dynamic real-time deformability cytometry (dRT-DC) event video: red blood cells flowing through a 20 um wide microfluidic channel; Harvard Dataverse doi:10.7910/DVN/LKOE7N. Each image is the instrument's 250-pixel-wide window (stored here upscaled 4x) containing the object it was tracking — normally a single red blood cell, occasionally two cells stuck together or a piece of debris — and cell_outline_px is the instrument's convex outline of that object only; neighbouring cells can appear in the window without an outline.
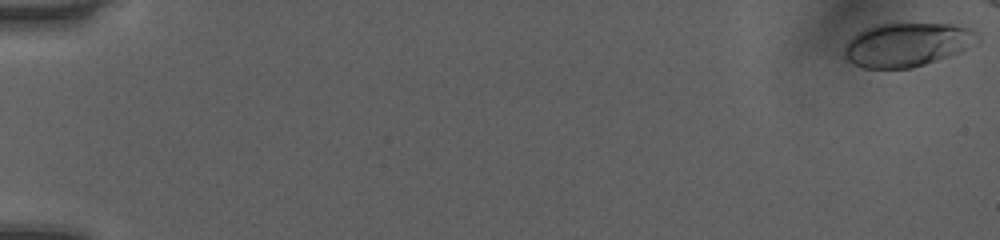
{"species": "human", "species_latin": "Homo sapiens", "temperature_condition": "room temperature", "stored_images_in_passage": 48, "camera_frame_rate_fps": 3000, "um_per_image_px": 0.085, "donor": {"sex": "female"}, "frame": {"image": 1, "passage_image": 1, "time_ms": 0.0, "image_size_px": [1000, 240], "cell_outline_px": [[980, 40], [976, 44], [960, 52], [912, 68], [864, 68], [852, 64], [844, 60], [844, 48], [848, 40], [852, 36], [864, 28], [876, 24], [952, 24], [972, 28], [980, 36]], "centroid_in_image_um": [77.09, 3.79], "position_along_channel_um": 7.9, "area_um2": 34.28}}
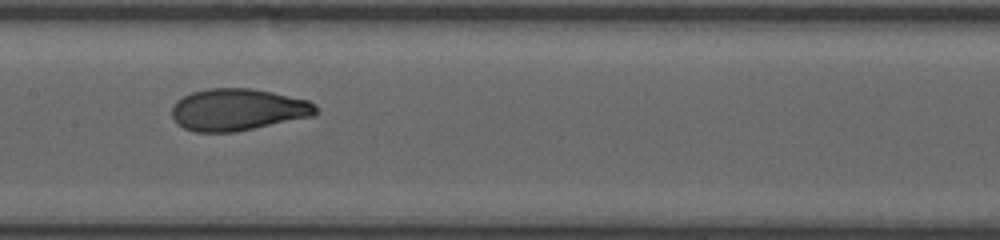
{"frame": {"image": 2, "passage_image": 28, "time_ms": 9.0, "image_size_px": [1000, 240], "cell_outline_px": [[316, 112], [312, 116], [236, 132], [196, 132], [184, 128], [172, 116], [172, 104], [176, 100], [192, 92], [208, 88], [252, 88], [272, 92], [308, 100], [316, 104]], "centroid_in_image_um": [20.2, 9.31], "position_along_channel_um": 187.2, "area_um2": 35.08}}
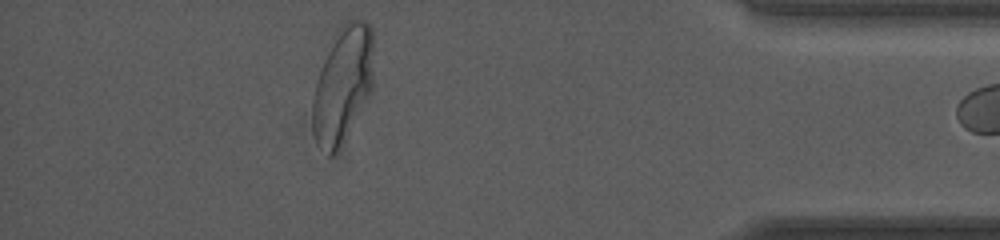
{"frame": {"image": 3, "passage_image": 47, "time_ms": 15.333, "image_size_px": [1000, 240], "cell_outline_px": [[372, 92], [336, 152], [332, 156], [328, 156], [316, 144], [312, 132], [312, 96], [316, 80], [320, 68], [340, 28], [348, 20], [364, 20], [372, 28]], "centroid_in_image_um": [29.11, 7.25], "position_along_channel_um": 406.1, "area_um2": 40.98}}